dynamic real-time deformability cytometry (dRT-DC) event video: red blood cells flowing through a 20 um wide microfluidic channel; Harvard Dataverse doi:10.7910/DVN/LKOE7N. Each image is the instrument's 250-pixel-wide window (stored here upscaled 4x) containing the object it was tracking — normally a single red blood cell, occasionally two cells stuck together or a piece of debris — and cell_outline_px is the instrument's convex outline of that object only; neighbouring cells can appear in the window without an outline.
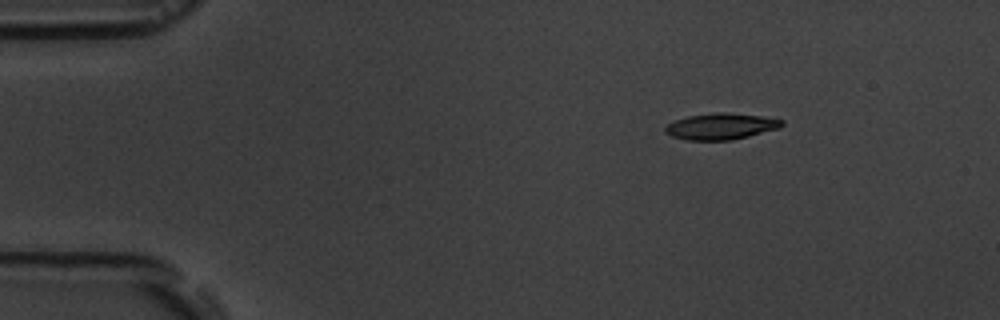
{"species": "common noctule bat (a hibernating species)", "species_latin": "Nyctalus noctula", "temperature_condition": "room temperature", "stored_images_in_passage": 6, "camera_frame_rate_fps": 3000, "um_per_image_px": 0.085, "animal": {"sex": "male", "body_mass_g": 19.5, "forearm_length_mm": 54.6}, "frame": {"image": 1, "passage_image": 1, "time_ms": 0.0, "image_size_px": [1000, 320], "cell_outline_px": [[784, 124], [780, 128], [732, 140], [684, 140], [672, 136], [664, 132], [664, 128], [668, 124], [676, 120], [688, 116], [720, 112], [724, 112], [764, 116], [784, 120]], "centroid_in_image_um": [61.3, 10.74], "position_along_channel_um": 23.7, "area_um2": 17.86}}
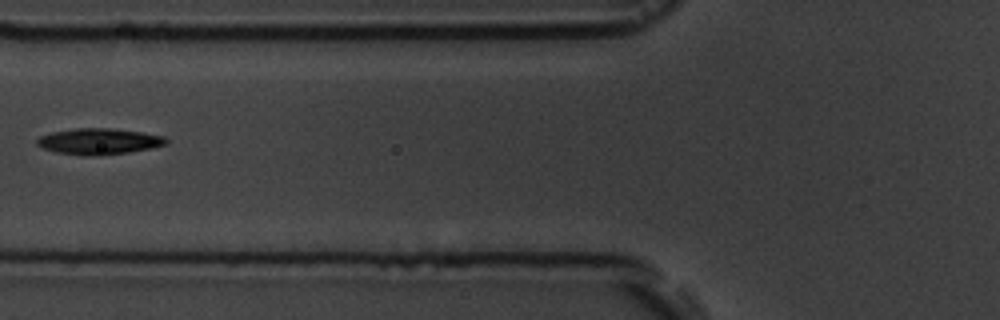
{"frame": {"image": 2, "passage_image": 5, "time_ms": 4.667, "image_size_px": [1000, 320], "cell_outline_px": [[168, 144], [152, 148], [128, 152], [100, 156], [84, 156], [56, 152], [44, 148], [36, 144], [36, 140], [40, 136], [52, 132], [76, 128], [108, 128], [140, 132], [164, 136], [168, 140]], "centroid_in_image_um": [8.41, 12.03], "position_along_channel_um": 117.4, "area_um2": 19.65}}
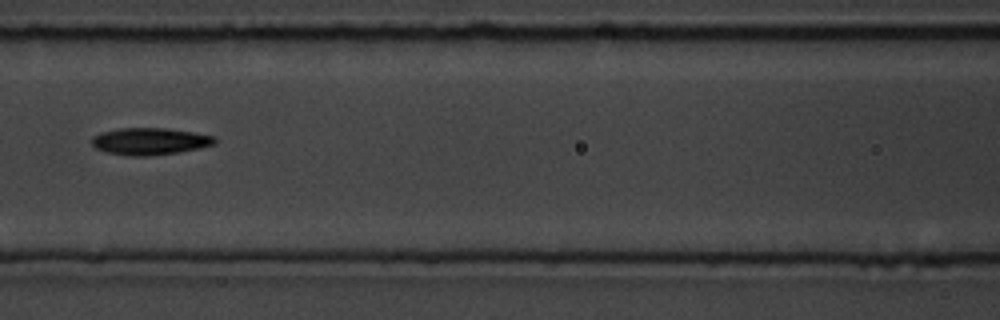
{"frame": {"image": 3, "passage_image": 6, "time_ms": 5.667, "image_size_px": [1000, 320], "cell_outline_px": [[216, 144], [200, 148], [180, 152], [144, 156], [132, 156], [108, 152], [96, 148], [92, 144], [92, 136], [104, 132], [120, 128], [168, 128], [216, 136]], "centroid_in_image_um": [12.79, 12.01], "position_along_channel_um": 153.8, "area_um2": 19.25}}